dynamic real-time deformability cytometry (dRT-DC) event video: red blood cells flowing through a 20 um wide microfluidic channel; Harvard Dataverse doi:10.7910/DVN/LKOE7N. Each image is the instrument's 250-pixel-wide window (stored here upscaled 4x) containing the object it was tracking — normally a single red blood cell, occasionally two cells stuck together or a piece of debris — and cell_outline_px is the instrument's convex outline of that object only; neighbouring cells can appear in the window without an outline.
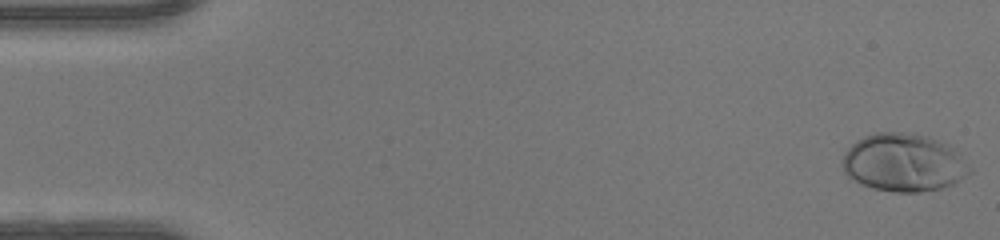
{"species": "human", "species_latin": "Homo sapiens", "temperature_condition": "warm", "stored_images_in_passage": 49, "camera_frame_rate_fps": 3000, "um_per_image_px": 0.085, "donor": {"sex": "female"}, "frame": {"image": 1, "passage_image": 1, "time_ms": 0.0, "image_size_px": [1000, 240], "cell_outline_px": [[972, 172], [952, 184], [940, 188], [920, 192], [896, 192], [872, 188], [848, 176], [844, 172], [844, 152], [856, 140], [864, 136], [876, 132], [900, 132], [928, 136], [952, 148], [972, 168]], "centroid_in_image_um": [76.81, 13.82], "position_along_channel_um": 8.2, "area_um2": 42.43}}
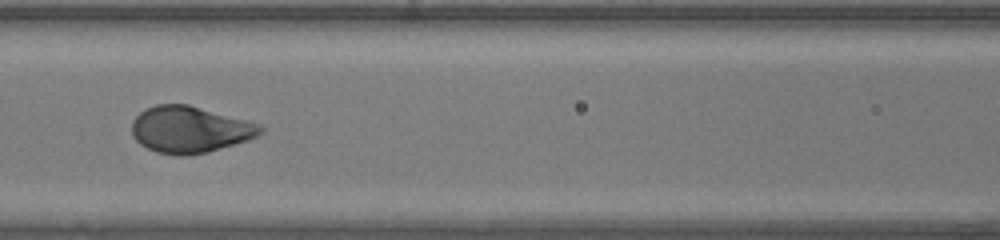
{"frame": {"image": 2, "passage_image": 22, "time_ms": 7.0, "image_size_px": [1000, 240], "cell_outline_px": [[264, 132], [248, 140], [208, 152], [156, 152], [140, 144], [132, 136], [132, 120], [144, 108], [156, 104], [188, 104], [260, 124], [264, 128]], "centroid_in_image_um": [16.13, 10.96], "position_along_channel_um": 150.5, "area_um2": 34.16}}
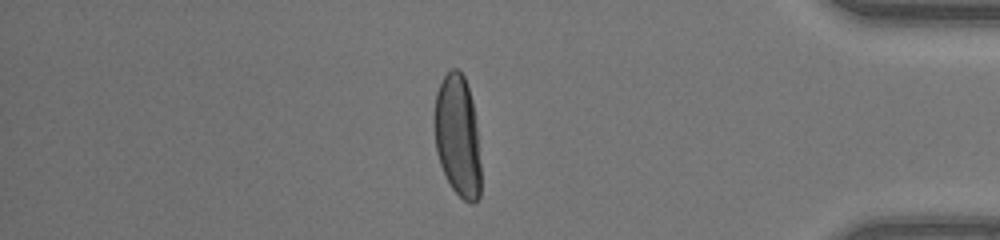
{"frame": {"image": 3, "passage_image": 42, "time_ms": 13.667, "image_size_px": [1000, 240], "cell_outline_px": [[480, 196], [472, 204], [464, 200], [452, 188], [440, 164], [436, 152], [436, 92], [444, 76], [452, 68], [456, 68], [464, 76], [472, 100], [476, 124], [480, 164]], "centroid_in_image_um": [38.92, 11.58], "position_along_channel_um": 396.3, "area_um2": 32.25}, "authors_computed_cell_mechanics": {"area_um2": 34.8534, "velocity_mm_per_s": 4.1929, "shape_relaxation_time_tau1_ms": 2.8749, "shape_relaxation_time_tau2_ms": null, "deformation_change_tau1": 0.2177, "deformation_change_tau2": null}}